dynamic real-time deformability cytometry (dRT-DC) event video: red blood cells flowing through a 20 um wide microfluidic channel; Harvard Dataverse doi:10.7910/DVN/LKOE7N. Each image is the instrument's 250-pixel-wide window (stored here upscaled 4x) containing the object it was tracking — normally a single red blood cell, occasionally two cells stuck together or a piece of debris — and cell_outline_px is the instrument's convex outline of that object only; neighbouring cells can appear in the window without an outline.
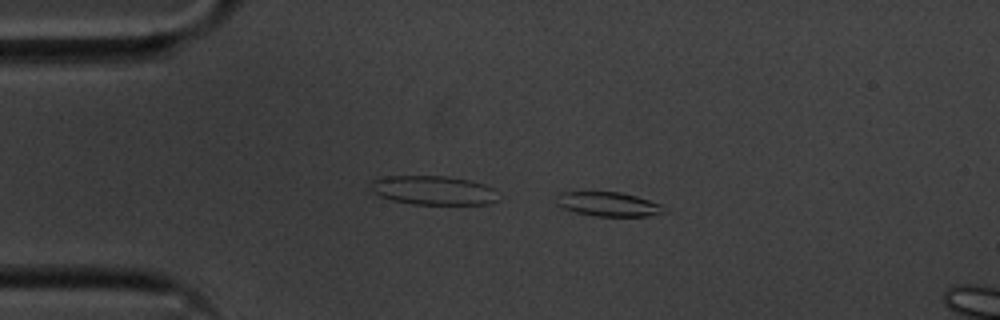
{"species": "common noctule bat (a hibernating species)", "species_latin": "Nyctalus noctula", "temperature_condition": "cold", "stored_images_in_passage": 6, "camera_frame_rate_fps": 3000, "um_per_image_px": 0.085, "animal": {"sex": "male", "body_mass_g": 20.1, "forearm_length_mm": 53.5}, "frame": {"image": 1, "passage_image": 2, "time_ms": 0.333, "image_size_px": [1000, 320], "cell_outline_px": [[660, 212], [648, 216], [596, 216], [576, 212], [564, 208], [556, 204], [560, 192], [620, 192], [636, 196], [660, 204]], "centroid_in_image_um": [51.64, 17.35], "position_along_channel_um": 33.4, "area_um2": 14.68}}